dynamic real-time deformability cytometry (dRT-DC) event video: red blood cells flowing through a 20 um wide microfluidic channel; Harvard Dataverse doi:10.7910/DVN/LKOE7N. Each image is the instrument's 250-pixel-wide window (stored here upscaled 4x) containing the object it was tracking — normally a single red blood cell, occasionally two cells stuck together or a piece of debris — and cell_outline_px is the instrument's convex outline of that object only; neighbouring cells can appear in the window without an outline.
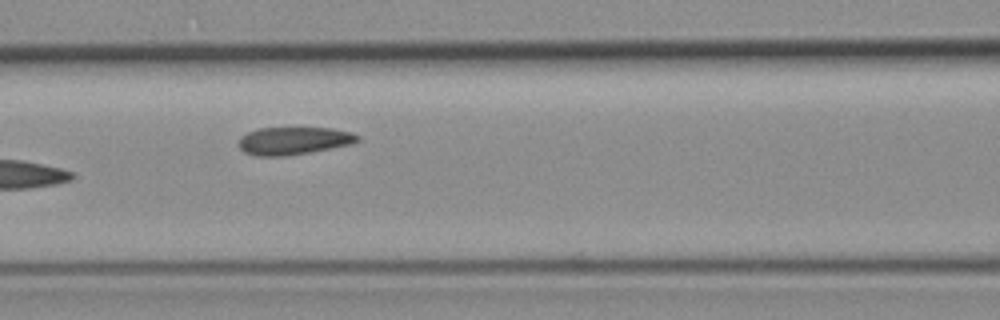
{"species": "common noctule bat (a hibernating species)", "species_latin": "Nyctalus noctula", "temperature_condition": "room temperature", "stored_images_in_passage": 6, "camera_frame_rate_fps": 3000, "um_per_image_px": 0.085, "animal": {"sex": "female", "body_mass_g": 19.3, "forearm_length_mm": 54.1}, "frame": {"image": 1, "passage_image": 6, "time_ms": 6.0, "image_size_px": [1000, 320], "cell_outline_px": [[360, 140], [348, 144], [308, 152], [284, 156], [256, 156], [244, 152], [240, 148], [240, 136], [248, 132], [260, 128], [332, 128], [352, 132], [360, 136]], "centroid_in_image_um": [24.94, 11.95], "position_along_channel_um": 141.7, "area_um2": 18.9}}